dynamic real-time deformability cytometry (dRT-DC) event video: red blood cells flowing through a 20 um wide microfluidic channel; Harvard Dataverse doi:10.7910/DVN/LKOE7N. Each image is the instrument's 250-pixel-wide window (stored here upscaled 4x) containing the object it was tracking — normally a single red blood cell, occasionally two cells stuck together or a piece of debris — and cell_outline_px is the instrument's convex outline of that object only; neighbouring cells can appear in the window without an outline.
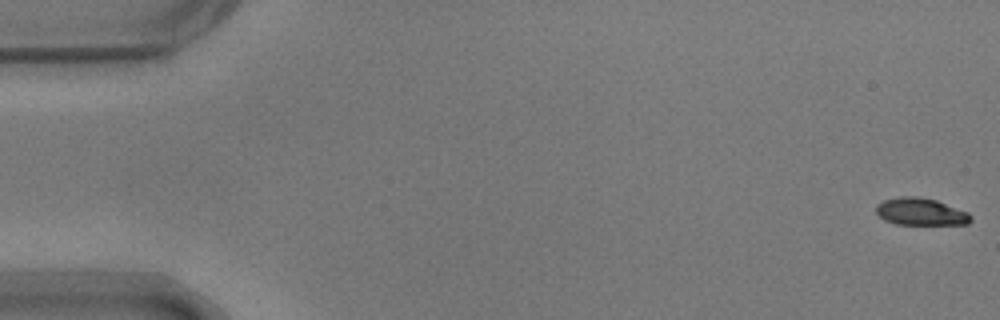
{"species": "common noctule bat (a hibernating species)", "species_latin": "Nyctalus noctula", "temperature_condition": "warm", "stored_images_in_passage": 56, "camera_frame_rate_fps": 3000, "um_per_image_px": 0.085, "animal": {"sex": "male", "body_mass_g": 17.9}, "frame": {"image": 1, "passage_image": 1, "time_ms": 0.0, "image_size_px": [1000, 320], "cell_outline_px": [[972, 220], [968, 224], [896, 224], [884, 220], [876, 212], [876, 204], [884, 200], [900, 196], [920, 196], [936, 200], [968, 212], [972, 216]], "centroid_in_image_um": [78.26, 17.99], "position_along_channel_um": 6.7, "area_um2": 15.09}}
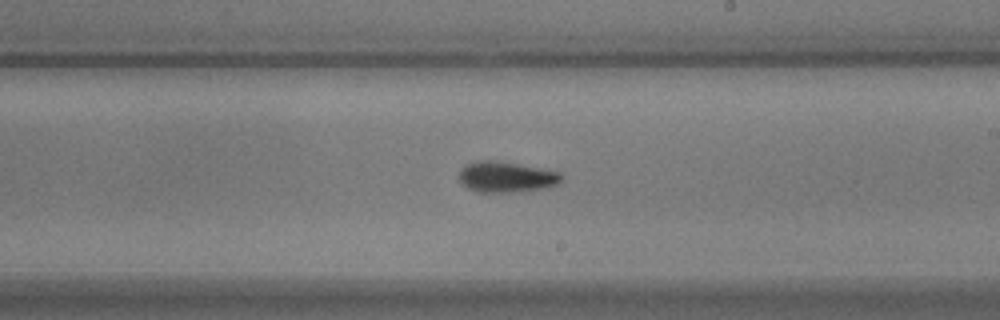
{"frame": {"image": 2, "passage_image": 32, "time_ms": 10.333, "image_size_px": [1000, 320], "cell_outline_px": [[564, 176], [556, 184], [544, 188], [504, 192], [480, 192], [468, 188], [460, 180], [460, 168], [468, 164], [480, 160], [488, 160], [516, 164], [540, 168], [560, 172]], "centroid_in_image_um": [43.03, 15.04], "position_along_channel_um": 246.0, "area_um2": 17.8}}
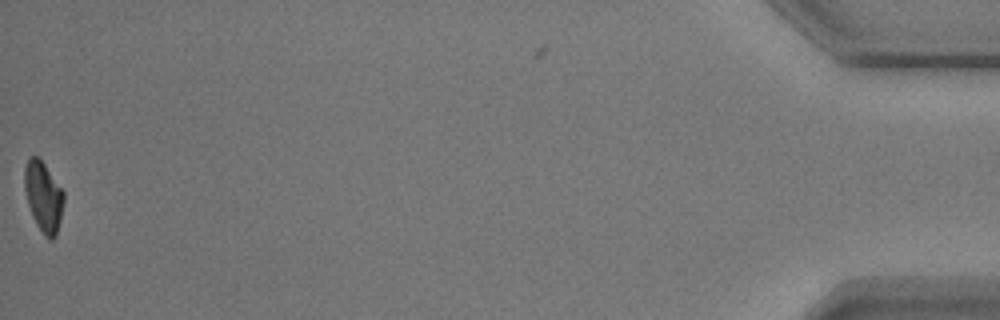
{"frame": {"image": 3, "passage_image": 55, "time_ms": 18.0, "image_size_px": [1000, 320], "cell_outline_px": [[64, 200], [60, 220], [56, 236], [52, 240], [48, 240], [44, 236], [36, 224], [32, 216], [28, 204], [24, 188], [24, 168], [28, 156], [40, 156], [64, 192]], "centroid_in_image_um": [3.68, 16.69], "position_along_channel_um": 431.5, "area_um2": 16.36}, "authors_computed_cell_mechanics": {"area_um2": 17.0221, "velocity_mm_per_s": 3.6995, "shape_relaxation_time_tau1_ms": 3.0785, "shape_relaxation_time_tau2_ms": 5.7568, "deformation_change_tau1": 0.1455, "deformation_change_tau2": 0.0952}}